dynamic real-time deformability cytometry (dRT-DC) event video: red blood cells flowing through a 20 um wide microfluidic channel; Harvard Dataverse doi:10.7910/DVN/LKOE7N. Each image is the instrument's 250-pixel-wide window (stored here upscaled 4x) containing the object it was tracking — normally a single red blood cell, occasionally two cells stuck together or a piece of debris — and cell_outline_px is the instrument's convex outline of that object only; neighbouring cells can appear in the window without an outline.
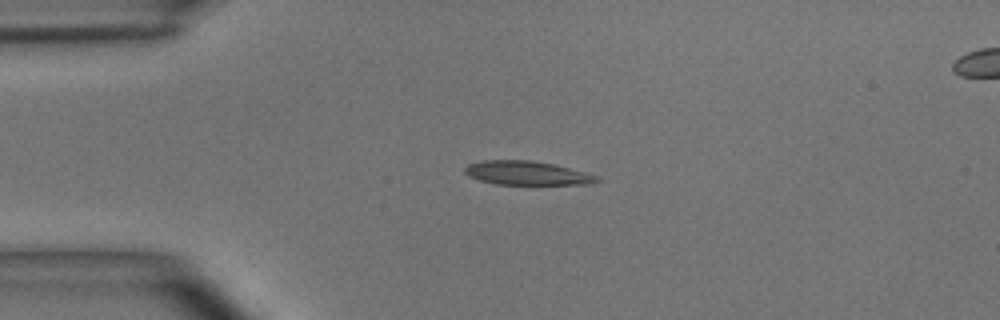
{"species": "common noctule bat (a hibernating species)", "species_latin": "Nyctalus noctula", "temperature_condition": "room temperature", "stored_images_in_passage": 4, "segment_of_instrument_passage": [1, 2], "camera_frame_rate_fps": 3000, "um_per_image_px": 0.085, "animal": {"sex": "male", "body_mass_g": 15.6}, "frame": {"image": 1, "passage_image": 2, "time_ms": 0.333, "image_size_px": [1000, 320], "cell_outline_px": [[600, 180], [588, 184], [496, 184], [480, 180], [468, 176], [464, 172], [464, 168], [468, 164], [480, 160], [532, 160], [556, 164], [584, 172], [596, 176]], "centroid_in_image_um": [44.73, 14.69], "position_along_channel_um": 40.3, "area_um2": 18.32}}